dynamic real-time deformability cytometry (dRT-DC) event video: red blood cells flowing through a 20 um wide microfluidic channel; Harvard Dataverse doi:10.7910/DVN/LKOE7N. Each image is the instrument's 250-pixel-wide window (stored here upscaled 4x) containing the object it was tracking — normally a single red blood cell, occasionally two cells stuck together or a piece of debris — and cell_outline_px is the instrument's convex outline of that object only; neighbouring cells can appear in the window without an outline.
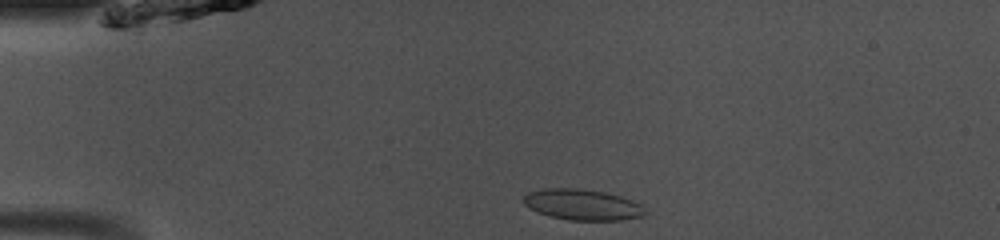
{"species": "common noctule bat (a hibernating species)", "species_latin": "Nyctalus noctula", "temperature_condition": "room temperature", "stored_images_in_passage": 39, "camera_frame_rate_fps": 3000, "um_per_image_px": 0.085, "animal": {"sex": "male", "body_mass_g": 13.0, "forearm_length_mm": 53.1}, "frame": {"image": 1, "passage_image": 1, "time_ms": 0.0, "image_size_px": [1000, 240], "cell_outline_px": [[644, 216], [624, 220], [568, 220], [536, 212], [528, 208], [524, 204], [524, 196], [528, 192], [544, 188], [580, 188], [604, 192], [620, 196], [632, 200], [640, 204], [644, 208]], "centroid_in_image_um": [49.49, 17.39], "position_along_channel_um": 35.5, "area_um2": 21.91}}
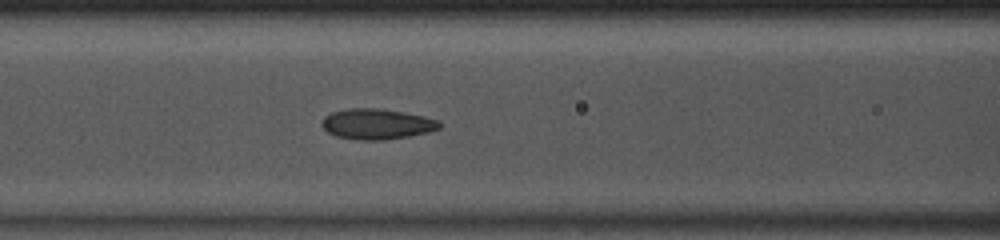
{"frame": {"image": 2, "passage_image": 11, "time_ms": 3.333, "image_size_px": [1000, 240], "cell_outline_px": [[440, 128], [428, 132], [412, 136], [380, 140], [360, 140], [336, 136], [328, 132], [320, 124], [324, 116], [332, 112], [348, 108], [380, 108], [404, 112], [424, 116], [440, 120]], "centroid_in_image_um": [32.04, 10.53], "position_along_channel_um": 134.6, "area_um2": 21.04}}
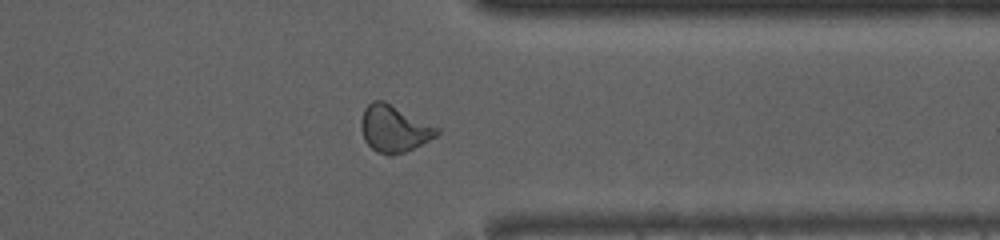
{"frame": {"image": 3, "passage_image": 29, "time_ms": 9.333, "image_size_px": [1000, 240], "cell_outline_px": [[440, 132], [436, 136], [404, 152], [392, 156], [388, 156], [376, 152], [364, 140], [360, 128], [360, 120], [364, 108], [372, 100], [384, 100], [440, 128]], "centroid_in_image_um": [33.46, 10.93], "position_along_channel_um": 377.9, "area_um2": 20.81}, "authors_computed_cell_mechanics": {"area_um2": 20.8658, "velocity_mm_per_s": 4.0948, "shape_relaxation_time_tau1_ms": 8.7109, "shape_relaxation_time_tau2_ms": 1.8834, "deformation_change_tau1": 0.1577, "deformation_change_tau2": 0.0685}}